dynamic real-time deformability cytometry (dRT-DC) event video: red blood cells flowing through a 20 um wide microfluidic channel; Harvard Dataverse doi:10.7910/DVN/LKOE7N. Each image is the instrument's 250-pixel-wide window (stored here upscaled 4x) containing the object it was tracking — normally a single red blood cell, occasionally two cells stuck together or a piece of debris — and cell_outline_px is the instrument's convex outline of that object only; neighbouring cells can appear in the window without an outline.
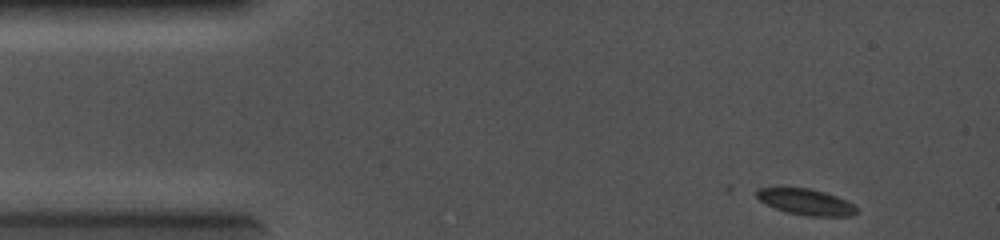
{"species": "common noctule bat (a hibernating species)", "species_latin": "Nyctalus noctula", "temperature_condition": "cold", "stored_images_in_passage": 21, "camera_frame_rate_fps": 5000, "um_per_image_px": 0.085, "animal": {"sex": "female", "body_mass_g": 19.0, "forearm_length_mm": 56.7}, "frame": {"image": 1, "passage_image": 1, "time_ms": 0.0, "image_size_px": [1000, 240], "cell_outline_px": [[856, 212], [852, 216], [808, 216], [788, 212], [776, 208], [760, 200], [756, 196], [756, 188], [808, 188], [824, 192], [836, 196], [852, 204], [856, 208]], "centroid_in_image_um": [68.5, 17.16], "position_along_channel_um": 16.5, "area_um2": 14.8}}
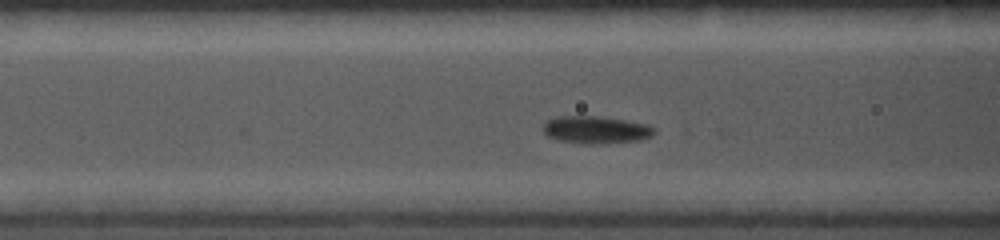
{"frame": {"image": 2, "passage_image": 13, "time_ms": 2.4, "image_size_px": [1000, 240], "cell_outline_px": [[656, 132], [652, 136], [640, 140], [600, 144], [588, 144], [560, 140], [548, 136], [544, 132], [544, 124], [548, 120], [556, 116], [596, 116], [624, 120], [648, 124], [656, 128]], "centroid_in_image_um": [50.7, 11.03], "position_along_channel_um": 115.9, "area_um2": 17.74}}
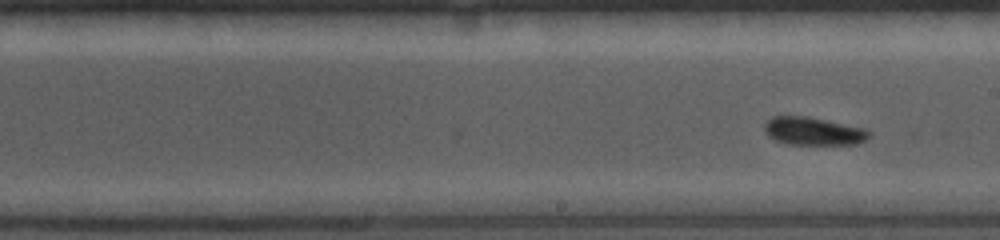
{"frame": {"image": 3, "passage_image": 21, "time_ms": 4.0, "image_size_px": [1000, 240], "cell_outline_px": [[872, 132], [864, 140], [856, 144], [788, 144], [776, 140], [768, 136], [764, 132], [764, 124], [772, 116], [808, 116], [868, 128]], "centroid_in_image_um": [69.15, 11.13], "position_along_channel_um": 219.9, "area_um2": 17.22}}